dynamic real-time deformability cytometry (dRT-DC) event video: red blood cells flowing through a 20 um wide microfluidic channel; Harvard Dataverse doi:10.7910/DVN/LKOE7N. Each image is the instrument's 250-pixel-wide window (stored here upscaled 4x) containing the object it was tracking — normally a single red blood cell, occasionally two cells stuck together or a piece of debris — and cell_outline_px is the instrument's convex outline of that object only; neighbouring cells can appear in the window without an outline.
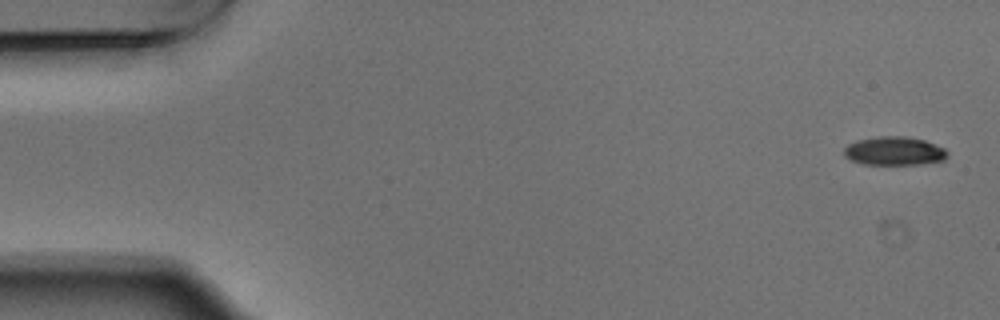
{"species": "Egyptian fruit bat (a non-hibernating species)", "species_latin": "Rousettus aegyptiacus", "temperature_condition": "warm", "stored_images_in_passage": 4, "camera_frame_rate_fps": 3000, "um_per_image_px": 0.085, "animal": {"sex": "male"}, "frame": {"image": 1, "passage_image": 1, "time_ms": 0.0, "image_size_px": [1000, 320], "cell_outline_px": [[948, 156], [944, 160], [920, 164], [864, 164], [852, 160], [844, 156], [844, 148], [848, 144], [856, 140], [880, 136], [908, 136], [924, 140], [944, 148], [948, 152]], "centroid_in_image_um": [76.02, 12.83], "position_along_channel_um": 9.0, "area_um2": 17.22}}
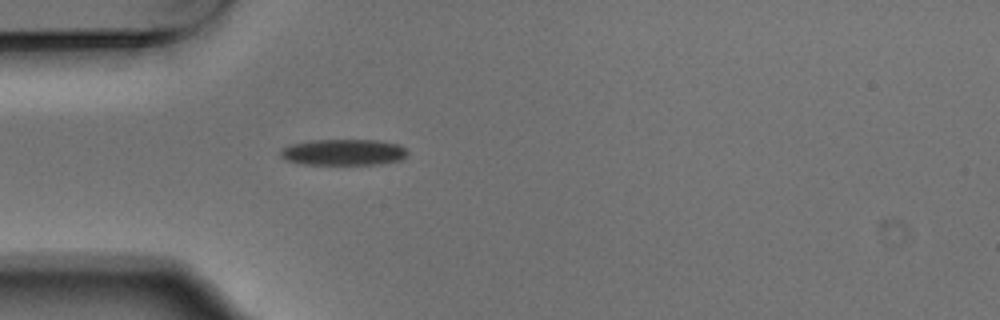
{"frame": {"image": 2, "passage_image": 4, "time_ms": 1.0, "image_size_px": [1000, 320], "cell_outline_px": [[408, 156], [400, 160], [380, 164], [304, 164], [284, 160], [280, 156], [280, 148], [288, 144], [308, 140], [380, 140], [400, 144], [408, 152]], "centroid_in_image_um": [29.17, 12.93], "position_along_channel_um": 55.8, "area_um2": 19.71}}